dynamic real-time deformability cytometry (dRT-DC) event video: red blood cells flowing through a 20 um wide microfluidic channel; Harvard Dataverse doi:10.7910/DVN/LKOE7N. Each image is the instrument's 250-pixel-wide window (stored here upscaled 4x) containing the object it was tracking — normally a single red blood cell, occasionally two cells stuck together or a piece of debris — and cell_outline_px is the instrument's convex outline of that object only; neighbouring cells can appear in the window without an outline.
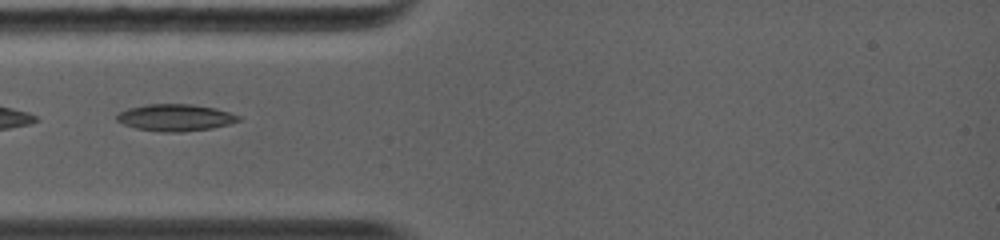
{"species": "common noctule bat (a hibernating species)", "species_latin": "Nyctalus noctula", "temperature_condition": "warm", "stored_images_in_passage": 4, "camera_frame_rate_fps": 5000, "um_per_image_px": 0.085, "animal": {"sex": "female", "body_mass_g": 19.0, "forearm_length_mm": 56.7}, "frame": {"image": 1, "passage_image": 3, "time_ms": 0.8, "image_size_px": [1000, 240], "cell_outline_px": [[240, 120], [228, 124], [212, 128], [184, 132], [160, 132], [136, 128], [124, 124], [116, 120], [116, 116], [120, 112], [128, 108], [148, 104], [192, 104], [216, 108], [240, 116]], "centroid_in_image_um": [14.9, 10.0], "position_along_channel_um": 70.1, "area_um2": 19.02}}